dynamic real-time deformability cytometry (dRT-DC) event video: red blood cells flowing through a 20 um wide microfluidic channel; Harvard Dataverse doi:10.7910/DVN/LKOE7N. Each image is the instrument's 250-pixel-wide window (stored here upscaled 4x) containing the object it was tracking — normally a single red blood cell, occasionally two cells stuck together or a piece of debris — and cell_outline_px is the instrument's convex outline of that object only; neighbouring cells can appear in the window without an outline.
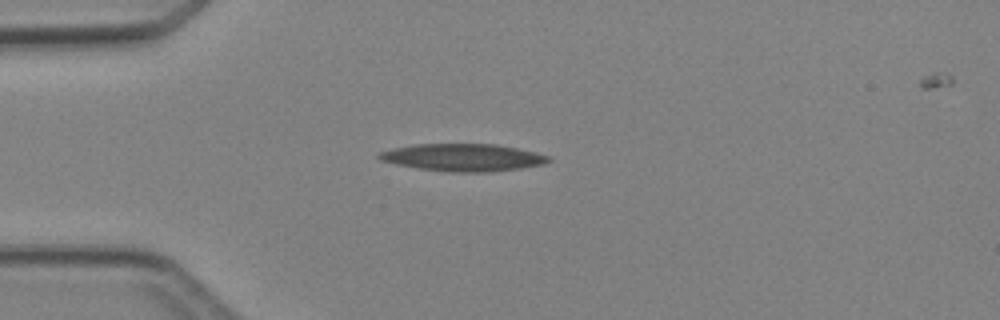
{"species": "Egyptian fruit bat (a non-hibernating species)", "species_latin": "Rousettus aegyptiacus", "temperature_condition": "cold", "stored_images_in_passage": 4, "camera_frame_rate_fps": 3000, "um_per_image_px": 0.085, "animal": {"sex": "female"}, "frame": {"image": 1, "passage_image": 2, "time_ms": 1.333, "image_size_px": [1000, 320], "cell_outline_px": [[552, 160], [544, 164], [520, 168], [492, 172], [448, 172], [420, 168], [396, 164], [380, 160], [376, 156], [380, 152], [392, 148], [416, 144], [496, 144], [516, 148], [548, 156]], "centroid_in_image_um": [39.33, 13.39], "position_along_channel_um": 45.7, "area_um2": 26.88}}
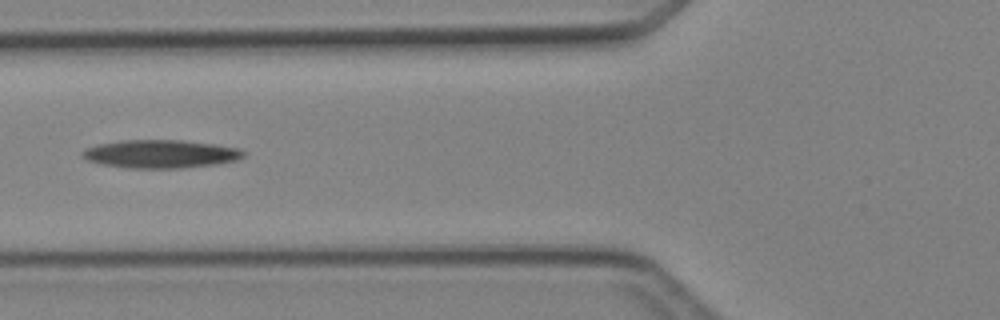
{"frame": {"image": 2, "passage_image": 4, "time_ms": 3.333, "image_size_px": [1000, 320], "cell_outline_px": [[248, 152], [244, 156], [236, 160], [216, 164], [184, 168], [128, 168], [104, 164], [88, 160], [80, 152], [84, 148], [100, 144], [124, 140], [184, 140], [216, 144], [240, 148]], "centroid_in_image_um": [13.72, 13.08], "position_along_channel_um": 112.1, "area_um2": 26.53}}